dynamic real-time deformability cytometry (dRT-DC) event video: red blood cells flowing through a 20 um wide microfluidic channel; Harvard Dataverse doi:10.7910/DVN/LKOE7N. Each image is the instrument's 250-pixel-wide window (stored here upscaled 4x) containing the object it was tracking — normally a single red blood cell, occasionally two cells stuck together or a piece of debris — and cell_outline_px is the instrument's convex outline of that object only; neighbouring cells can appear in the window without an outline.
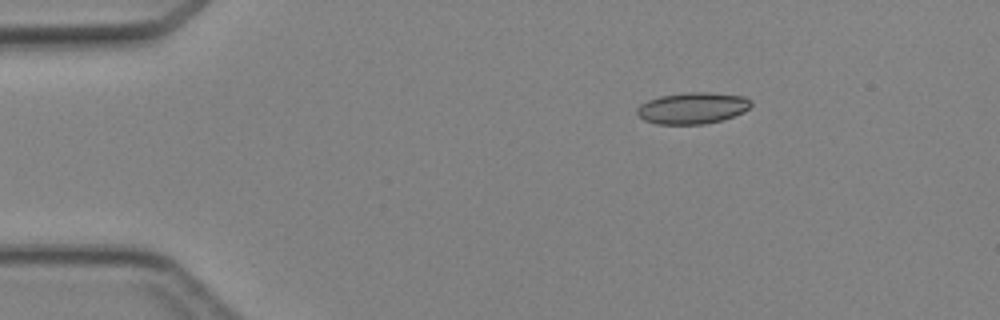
{"species": "Egyptian fruit bat (a non-hibernating species)", "species_latin": "Rousettus aegyptiacus", "temperature_condition": "cold", "stored_images_in_passage": 3, "camera_frame_rate_fps": 3000, "um_per_image_px": 0.085, "animal": {"sex": "female"}, "frame": {"image": 1, "passage_image": 3, "time_ms": 3.333, "image_size_px": [1000, 320], "cell_outline_px": [[752, 104], [744, 112], [720, 120], [704, 124], [656, 124], [644, 120], [636, 112], [636, 108], [640, 104], [648, 100], [660, 96], [684, 92], [708, 92], [744, 96], [752, 100]], "centroid_in_image_um": [58.85, 9.18], "position_along_channel_um": 26.1, "area_um2": 20.92}}